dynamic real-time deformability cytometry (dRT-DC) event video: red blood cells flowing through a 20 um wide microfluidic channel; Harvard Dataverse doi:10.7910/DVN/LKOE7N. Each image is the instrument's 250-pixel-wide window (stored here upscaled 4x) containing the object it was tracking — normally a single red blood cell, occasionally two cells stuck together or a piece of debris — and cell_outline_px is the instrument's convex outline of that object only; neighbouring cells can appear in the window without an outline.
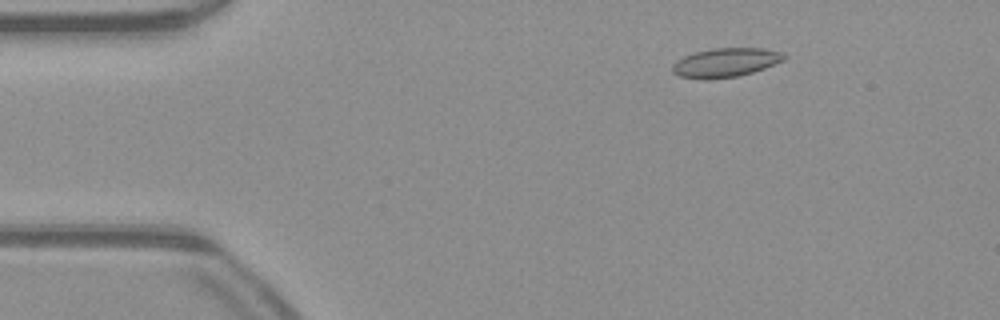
{"species": "common noctule bat (a hibernating species)", "species_latin": "Nyctalus noctula", "temperature_condition": "warm", "stored_images_in_passage": 51, "camera_frame_rate_fps": 3000, "um_per_image_px": 0.085, "animal": {"sex": "male", "body_mass_g": 23.1, "forearm_length_mm": 52.7}, "frame": {"image": 1, "passage_image": 8, "time_ms": 2.333, "image_size_px": [1000, 320], "cell_outline_px": [[784, 60], [764, 68], [752, 72], [736, 76], [704, 80], [680, 76], [672, 72], [672, 64], [676, 60], [684, 56], [696, 52], [712, 48], [764, 48], [780, 52], [784, 56]], "centroid_in_image_um": [61.62, 5.32], "position_along_channel_um": 23.4, "area_um2": 18.73}}
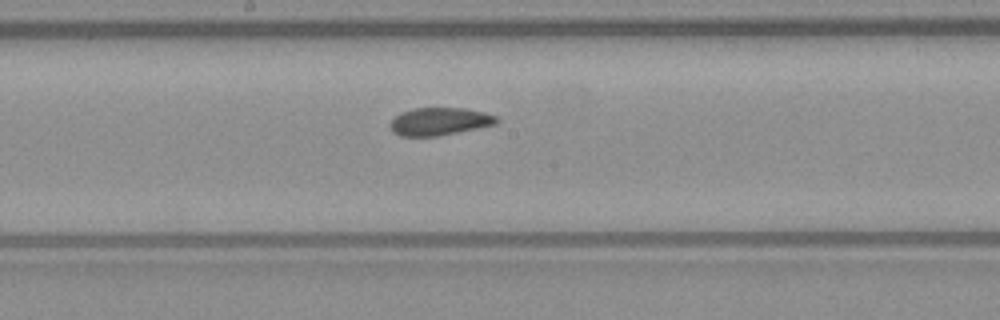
{"frame": {"image": 2, "passage_image": 27, "time_ms": 8.667, "image_size_px": [1000, 320], "cell_outline_px": [[500, 120], [496, 124], [440, 136], [400, 136], [392, 132], [388, 124], [400, 112], [412, 108], [464, 108], [484, 112], [496, 116]], "centroid_in_image_um": [37.33, 10.32], "position_along_channel_um": 210.9, "area_um2": 17.34}}
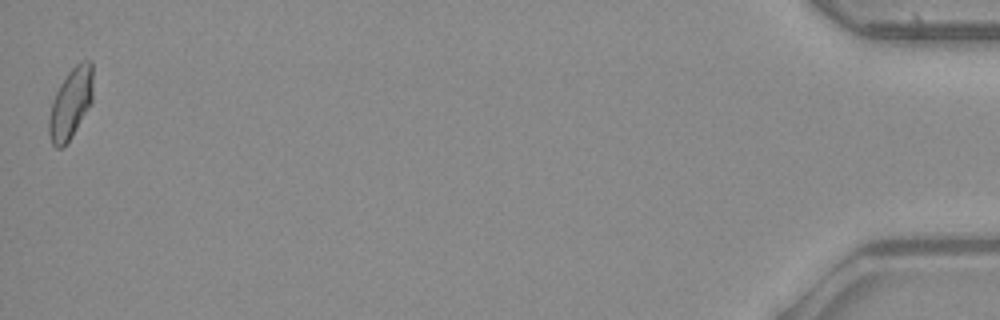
{"frame": {"image": 3, "passage_image": 51, "time_ms": 16.667, "image_size_px": [1000, 320], "cell_outline_px": [[92, 100], [72, 136], [60, 148], [56, 148], [52, 144], [48, 132], [48, 120], [52, 100], [60, 84], [68, 72], [76, 64], [84, 60], [92, 60]], "centroid_in_image_um": [5.99, 8.77], "position_along_channel_um": 429.2, "area_um2": 17.86}, "authors_computed_cell_mechanics": {"area_um2": 17.8602, "velocity_mm_per_s": 4.0626, "shape_relaxation_time_tau1_ms": null, "shape_relaxation_time_tau2_ms": 1.5225, "deformation_change_tau1": null, "deformation_change_tau2": 0.07}}